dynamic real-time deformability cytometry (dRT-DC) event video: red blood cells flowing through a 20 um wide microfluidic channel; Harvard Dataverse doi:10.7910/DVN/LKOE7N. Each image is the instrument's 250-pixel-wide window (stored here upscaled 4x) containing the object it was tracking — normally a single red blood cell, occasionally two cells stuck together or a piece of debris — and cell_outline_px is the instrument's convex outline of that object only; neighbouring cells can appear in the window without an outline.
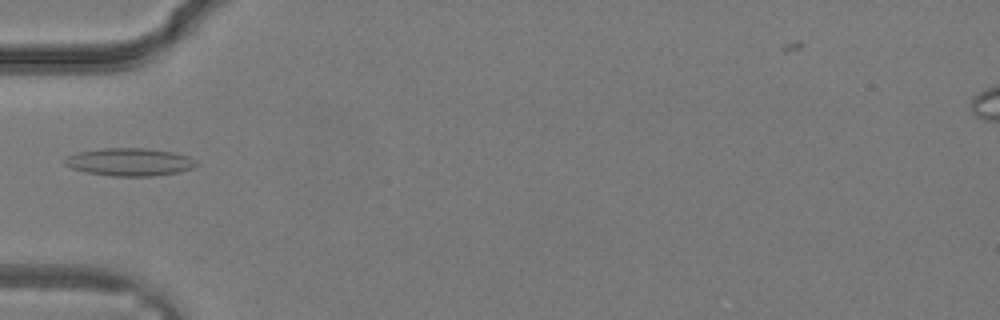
{"species": "common noctule bat (a hibernating species)", "species_latin": "Nyctalus noctula", "temperature_condition": "warm", "stored_images_in_passage": 30, "camera_frame_rate_fps": 3000, "um_per_image_px": 0.085, "animal": {"sex": "male", "body_mass_g": 19.2, "forearm_length_mm": 51.8}, "frame": {"image": 1, "passage_image": 9, "time_ms": 2.667, "image_size_px": [1000, 320], "cell_outline_px": [[200, 164], [192, 168], [180, 172], [152, 176], [112, 176], [88, 172], [72, 168], [64, 164], [64, 160], [68, 156], [76, 152], [104, 148], [148, 148], [172, 152], [188, 156], [196, 160]], "centroid_in_image_um": [11.05, 13.76], "position_along_channel_um": 73.9, "area_um2": 21.33}}
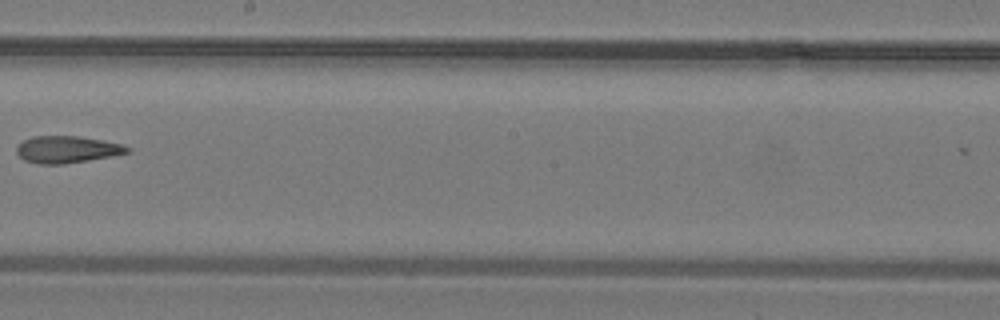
{"frame": {"image": 2, "passage_image": 17, "time_ms": 5.333, "image_size_px": [1000, 320], "cell_outline_px": [[132, 148], [128, 152], [112, 156], [64, 164], [40, 164], [24, 160], [16, 152], [16, 148], [24, 140], [32, 136], [76, 136], [100, 140], [120, 144]], "centroid_in_image_um": [5.67, 12.71], "position_along_channel_um": 242.5, "area_um2": 17.17}}
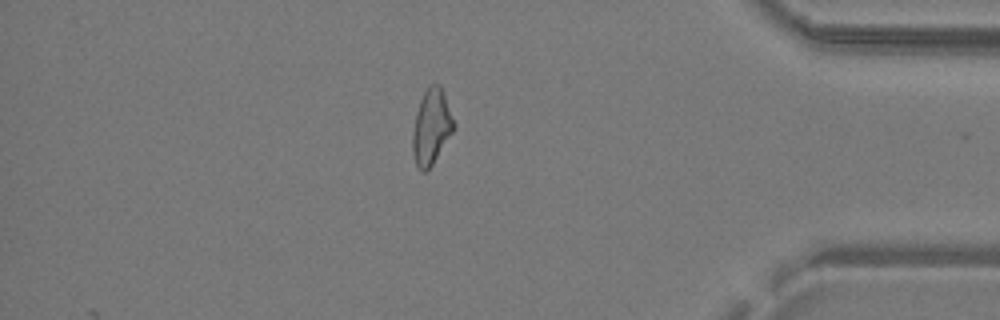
{"frame": {"image": 3, "passage_image": 26, "time_ms": 8.333, "image_size_px": [1000, 320], "cell_outline_px": [[456, 128], [432, 164], [424, 172], [420, 172], [416, 164], [412, 152], [412, 132], [416, 112], [420, 100], [424, 92], [432, 84], [440, 84], [444, 92]], "centroid_in_image_um": [36.66, 10.79], "position_along_channel_um": 398.5, "area_um2": 18.03}}